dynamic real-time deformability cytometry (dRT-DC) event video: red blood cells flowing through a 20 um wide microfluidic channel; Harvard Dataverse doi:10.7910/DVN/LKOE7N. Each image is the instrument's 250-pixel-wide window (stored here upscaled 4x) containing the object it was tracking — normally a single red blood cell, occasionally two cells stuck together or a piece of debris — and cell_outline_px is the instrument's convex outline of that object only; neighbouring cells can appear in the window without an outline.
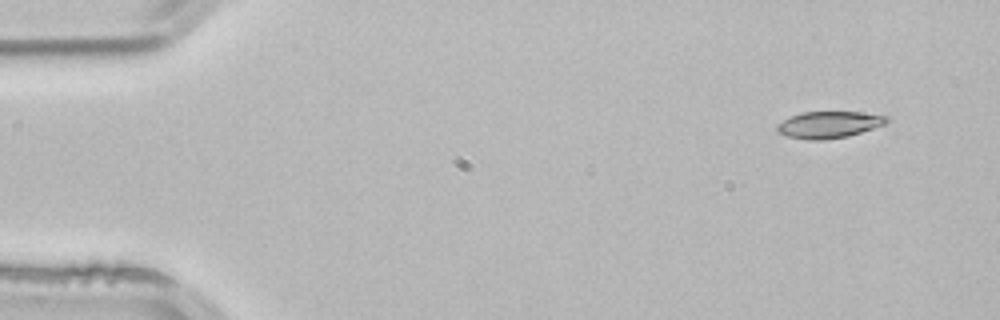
{"species": "common noctule bat (a hibernating species)", "species_latin": "Nyctalus noctula", "temperature_condition": "room temperature", "stored_images_in_passage": 3, "camera_frame_rate_fps": 3000, "um_per_image_px": 0.085, "animal": {"sex": "male", "body_mass_g": 21.5, "forearm_length_mm": 52.0}, "frame": {"image": 1, "passage_image": 1, "time_ms": 0.0, "image_size_px": [1000, 320], "cell_outline_px": [[892, 120], [884, 124], [848, 136], [824, 140], [808, 140], [788, 136], [776, 132], [776, 124], [792, 116], [804, 112], [860, 112], [888, 116]], "centroid_in_image_um": [70.46, 10.6], "position_along_channel_um": 14.5, "area_um2": 16.99}}
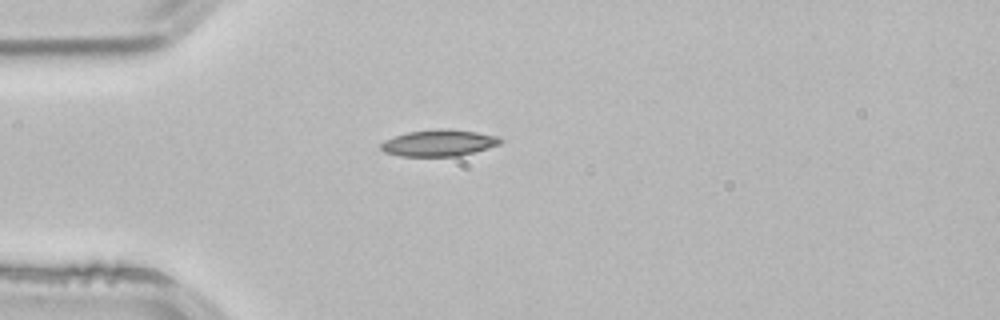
{"frame": {"image": 2, "passage_image": 3, "time_ms": 0.667, "image_size_px": [1000, 320], "cell_outline_px": [[500, 144], [488, 148], [460, 156], [400, 156], [384, 152], [380, 148], [380, 144], [384, 140], [408, 132], [436, 128], [440, 128], [476, 132], [500, 136]], "centroid_in_image_um": [37.29, 12.15], "position_along_channel_um": 47.7, "area_um2": 18.44}}